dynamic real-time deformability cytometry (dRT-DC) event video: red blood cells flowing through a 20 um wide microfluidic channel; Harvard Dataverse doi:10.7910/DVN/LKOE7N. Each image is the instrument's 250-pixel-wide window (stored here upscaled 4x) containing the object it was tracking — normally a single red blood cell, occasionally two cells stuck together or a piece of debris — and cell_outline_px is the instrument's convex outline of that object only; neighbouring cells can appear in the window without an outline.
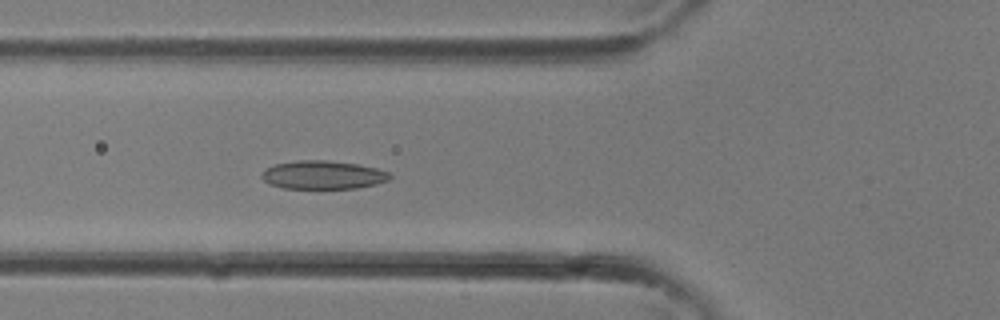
{"species": "common noctule bat (a hibernating species)", "species_latin": "Nyctalus noctula", "temperature_condition": "room temperature", "stored_images_in_passage": 34, "camera_frame_rate_fps": 3000, "um_per_image_px": 0.085, "animal": {"sex": "female"}, "frame": {"image": 1, "passage_image": 13, "time_ms": 4.0, "image_size_px": [1000, 320], "cell_outline_px": [[392, 176], [388, 180], [376, 184], [356, 188], [284, 188], [268, 184], [260, 176], [268, 168], [276, 164], [300, 160], [324, 160], [356, 164], [376, 168], [392, 172]], "centroid_in_image_um": [27.49, 14.87], "position_along_channel_um": 98.3, "area_um2": 21.04}}
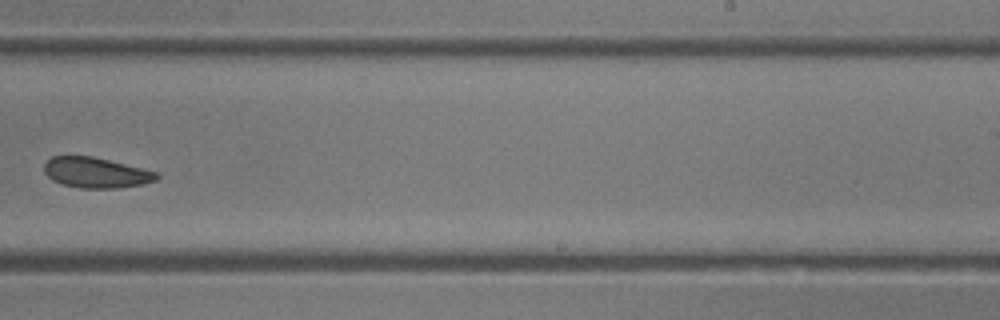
{"frame": {"image": 2, "passage_image": 22, "time_ms": 7.0, "image_size_px": [1000, 320], "cell_outline_px": [[160, 176], [156, 180], [144, 184], [116, 188], [80, 188], [64, 184], [52, 180], [44, 172], [44, 164], [52, 156], [92, 156], [156, 172]], "centroid_in_image_um": [8.14, 14.68], "position_along_channel_um": 280.9, "area_um2": 19.71}}
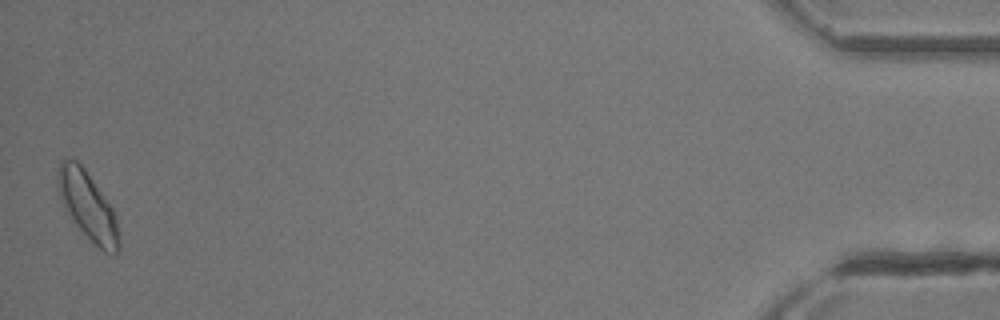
{"frame": {"image": 3, "passage_image": 34, "time_ms": 11.0, "image_size_px": [1000, 320], "cell_outline_px": [[120, 248], [116, 256], [112, 256], [104, 252], [72, 220], [56, 188], [56, 172], [60, 160], [76, 160], [84, 168], [112, 208], [116, 216], [120, 240]], "centroid_in_image_um": [7.47, 17.51], "position_along_channel_um": 427.7, "area_um2": 23.99}}